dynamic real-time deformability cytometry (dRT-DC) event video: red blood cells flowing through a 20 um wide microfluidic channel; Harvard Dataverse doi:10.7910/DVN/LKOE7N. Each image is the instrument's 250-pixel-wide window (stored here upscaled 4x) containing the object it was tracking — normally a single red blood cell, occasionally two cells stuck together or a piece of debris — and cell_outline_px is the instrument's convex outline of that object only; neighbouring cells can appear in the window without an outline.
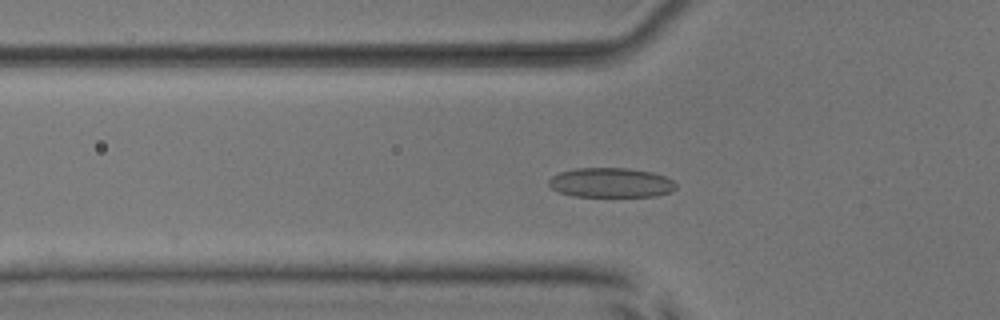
{"species": "common noctule bat (a hibernating species)", "species_latin": "Nyctalus noctula", "temperature_condition": "room temperature", "stored_images_in_passage": 33, "camera_frame_rate_fps": 3000, "um_per_image_px": 0.085, "animal": {"sex": "male", "body_mass_g": 17.9, "forearm_length_mm": 54.2}, "frame": {"image": 1, "passage_image": 4, "time_ms": 1.0, "image_size_px": [1000, 320], "cell_outline_px": [[676, 188], [672, 192], [656, 196], [572, 196], [560, 192], [552, 188], [548, 184], [548, 180], [552, 176], [560, 172], [576, 168], [628, 168], [652, 172], [664, 176], [672, 180], [676, 184]], "centroid_in_image_um": [51.93, 15.52], "position_along_channel_um": 73.9, "area_um2": 21.96}}
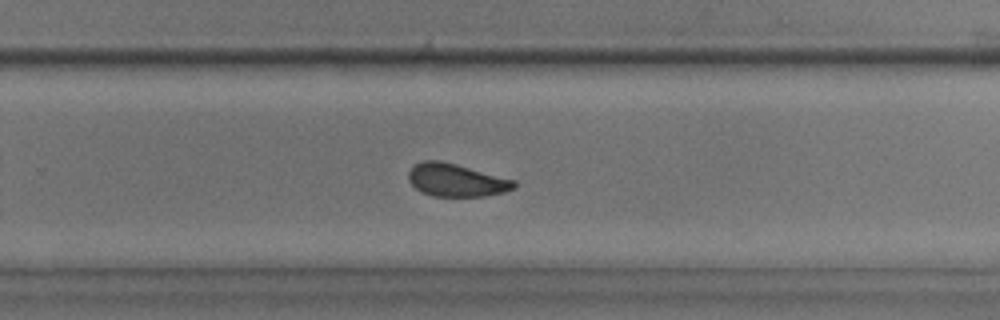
{"frame": {"image": 2, "passage_image": 21, "time_ms": 6.667, "image_size_px": [1000, 320], "cell_outline_px": [[516, 188], [504, 192], [484, 196], [432, 196], [416, 188], [408, 180], [408, 172], [420, 160], [440, 160], [456, 164], [516, 180]], "centroid_in_image_um": [38.8, 15.3], "position_along_channel_um": 291.0, "area_um2": 20.17}}
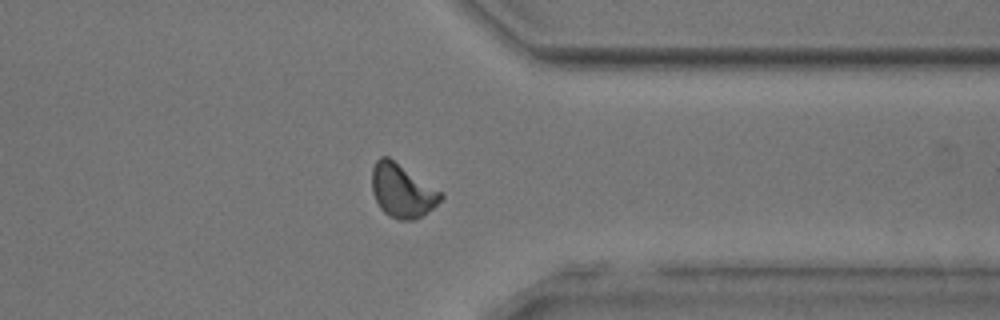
{"frame": {"image": 3, "passage_image": 28, "time_ms": 9.0, "image_size_px": [1000, 320], "cell_outline_px": [[444, 196], [432, 208], [420, 216], [412, 220], [400, 220], [388, 216], [380, 208], [372, 192], [372, 168], [376, 160], [380, 156], [388, 156], [444, 192]], "centroid_in_image_um": [34.18, 16.19], "position_along_channel_um": 377.2, "area_um2": 21.56}, "authors_computed_cell_mechanics": {"area_um2": 20.4034, "velocity_mm_per_s": 3.8418, "shape_relaxation_time_tau1_ms": 3.3416, "shape_relaxation_time_tau2_ms": 1.6594, "deformation_change_tau1": 0.0975, "deformation_change_tau2": 0.0607}}